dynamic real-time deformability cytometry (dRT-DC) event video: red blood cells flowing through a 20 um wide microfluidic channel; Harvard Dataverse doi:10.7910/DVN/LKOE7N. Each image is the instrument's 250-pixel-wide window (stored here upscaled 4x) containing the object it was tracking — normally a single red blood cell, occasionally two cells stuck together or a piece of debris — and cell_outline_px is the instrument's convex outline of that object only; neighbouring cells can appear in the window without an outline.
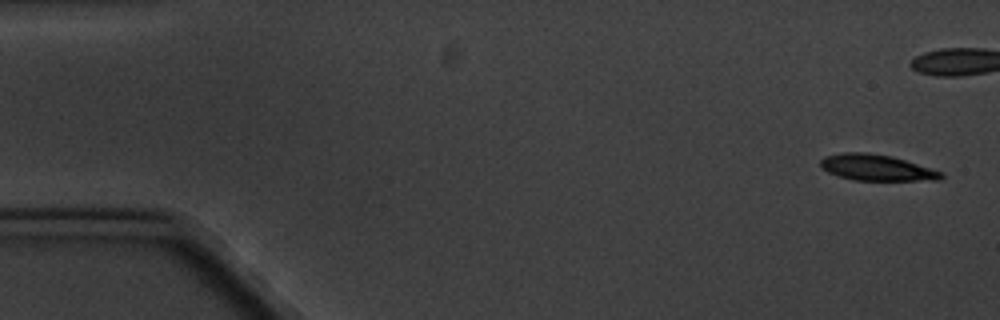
{"species": "common noctule bat (a hibernating species)", "species_latin": "Nyctalus noctula", "temperature_condition": "cold", "stored_images_in_passage": 6, "camera_frame_rate_fps": 3000, "um_per_image_px": 0.085, "animal": {"sex": "male", "body_mass_g": 20.1, "forearm_length_mm": 53.5}, "frame": {"image": 1, "passage_image": 1, "time_ms": 0.0, "image_size_px": [1000, 320], "cell_outline_px": [[944, 176], [940, 180], [856, 180], [840, 176], [828, 172], [820, 168], [820, 160], [824, 156], [844, 152], [868, 152], [892, 156], [944, 172]], "centroid_in_image_um": [74.51, 14.24], "position_along_channel_um": 10.5, "area_um2": 18.38}}